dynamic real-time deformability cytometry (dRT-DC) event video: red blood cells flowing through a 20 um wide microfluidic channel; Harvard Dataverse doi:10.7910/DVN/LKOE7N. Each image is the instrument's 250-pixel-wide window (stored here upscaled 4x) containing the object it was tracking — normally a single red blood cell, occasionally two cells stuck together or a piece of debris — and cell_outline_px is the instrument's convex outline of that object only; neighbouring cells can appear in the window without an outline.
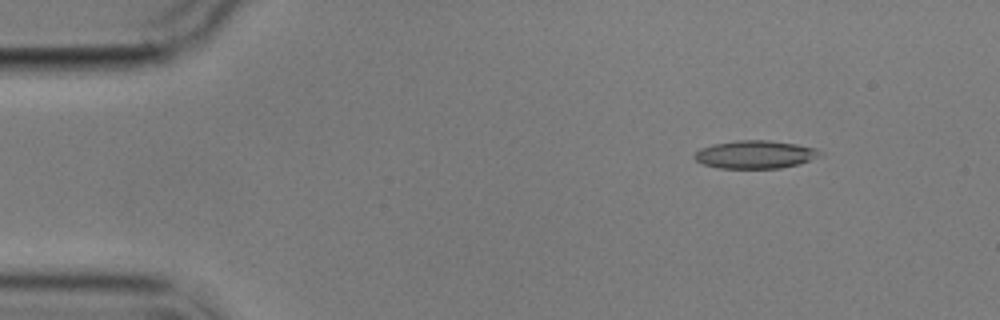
{"species": "common noctule bat (a hibernating species)", "species_latin": "Nyctalus noctula", "temperature_condition": "cold", "stored_images_in_passage": 9, "camera_frame_rate_fps": 3000, "um_per_image_px": 0.085, "animal": {"sex": "male", "body_mass_g": 17.9}, "frame": {"image": 1, "passage_image": 1, "time_ms": 0.0, "image_size_px": [1000, 320], "cell_outline_px": [[824, 156], [800, 164], [780, 168], [720, 168], [704, 164], [696, 160], [692, 156], [700, 148], [712, 144], [736, 140], [768, 140], [796, 144], [816, 148], [824, 152]], "centroid_in_image_um": [64.25, 13.13], "position_along_channel_um": 20.8, "area_um2": 20.75}}
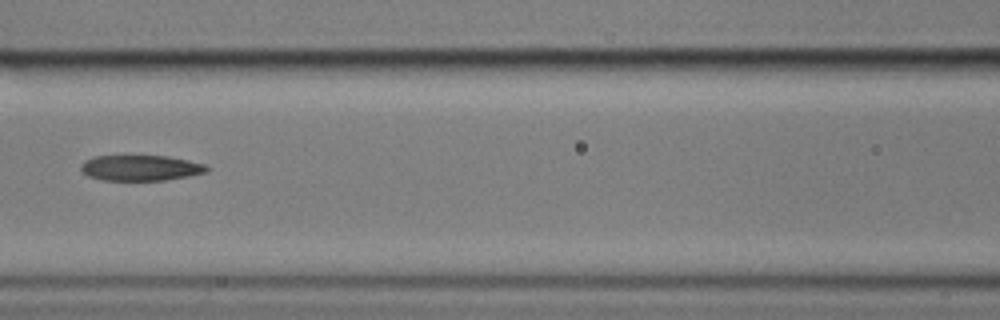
{"frame": {"image": 2, "passage_image": 6, "time_ms": 6.0, "image_size_px": [1000, 320], "cell_outline_px": [[208, 172], [188, 176], [164, 180], [100, 180], [88, 176], [80, 168], [80, 164], [84, 160], [96, 156], [168, 156], [188, 160], [204, 164], [208, 168]], "centroid_in_image_um": [11.93, 14.27], "position_along_channel_um": 154.7, "area_um2": 18.73}}
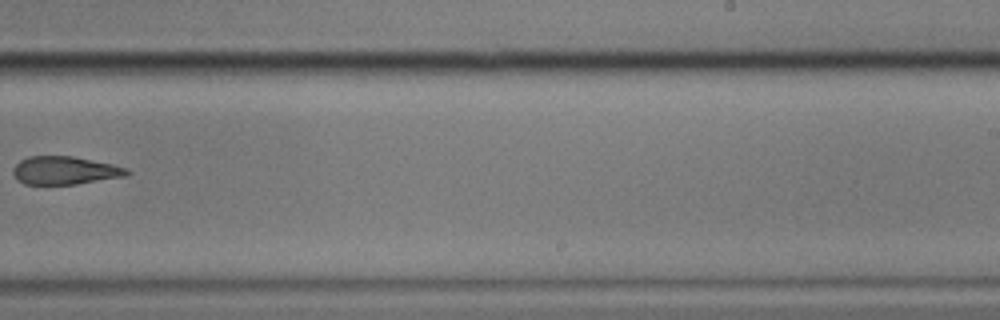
{"frame": {"image": 3, "passage_image": 9, "time_ms": 9.667, "image_size_px": [1000, 320], "cell_outline_px": [[132, 172], [128, 176], [76, 184], [24, 184], [16, 180], [12, 172], [12, 168], [20, 160], [28, 156], [72, 156], [112, 164], [128, 168]], "centroid_in_image_um": [5.52, 14.49], "position_along_channel_um": 283.5, "area_um2": 18.84}}